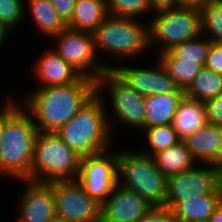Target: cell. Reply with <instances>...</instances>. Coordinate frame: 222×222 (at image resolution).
I'll use <instances>...</instances> for the list:
<instances>
[{"label": "cell", "mask_w": 222, "mask_h": 222, "mask_svg": "<svg viewBox=\"0 0 222 222\" xmlns=\"http://www.w3.org/2000/svg\"><path fill=\"white\" fill-rule=\"evenodd\" d=\"M209 165L217 169L222 175V141L219 145L215 158L209 163Z\"/></svg>", "instance_id": "cell-37"}, {"label": "cell", "mask_w": 222, "mask_h": 222, "mask_svg": "<svg viewBox=\"0 0 222 222\" xmlns=\"http://www.w3.org/2000/svg\"><path fill=\"white\" fill-rule=\"evenodd\" d=\"M199 8L202 36L207 37L212 43L222 42V0H209Z\"/></svg>", "instance_id": "cell-27"}, {"label": "cell", "mask_w": 222, "mask_h": 222, "mask_svg": "<svg viewBox=\"0 0 222 222\" xmlns=\"http://www.w3.org/2000/svg\"><path fill=\"white\" fill-rule=\"evenodd\" d=\"M144 21L108 15L92 32L97 55L102 51V54L109 55L119 63L125 60L131 62L133 58L140 60L142 55L146 56V51H149L148 22Z\"/></svg>", "instance_id": "cell-4"}, {"label": "cell", "mask_w": 222, "mask_h": 222, "mask_svg": "<svg viewBox=\"0 0 222 222\" xmlns=\"http://www.w3.org/2000/svg\"><path fill=\"white\" fill-rule=\"evenodd\" d=\"M207 222H222V199Z\"/></svg>", "instance_id": "cell-38"}, {"label": "cell", "mask_w": 222, "mask_h": 222, "mask_svg": "<svg viewBox=\"0 0 222 222\" xmlns=\"http://www.w3.org/2000/svg\"><path fill=\"white\" fill-rule=\"evenodd\" d=\"M155 60L156 63L152 67L130 65L127 62L126 65L120 63L117 66L115 62L112 71L144 97L165 93H184L176 86L158 57L155 56Z\"/></svg>", "instance_id": "cell-13"}, {"label": "cell", "mask_w": 222, "mask_h": 222, "mask_svg": "<svg viewBox=\"0 0 222 222\" xmlns=\"http://www.w3.org/2000/svg\"><path fill=\"white\" fill-rule=\"evenodd\" d=\"M97 93V81L82 76L65 86L33 87L21 106L32 116L38 131L56 133Z\"/></svg>", "instance_id": "cell-1"}, {"label": "cell", "mask_w": 222, "mask_h": 222, "mask_svg": "<svg viewBox=\"0 0 222 222\" xmlns=\"http://www.w3.org/2000/svg\"><path fill=\"white\" fill-rule=\"evenodd\" d=\"M13 34L15 35L11 29H9L4 23L0 22V50L2 49V46L4 47L8 37H11V35L13 36Z\"/></svg>", "instance_id": "cell-36"}, {"label": "cell", "mask_w": 222, "mask_h": 222, "mask_svg": "<svg viewBox=\"0 0 222 222\" xmlns=\"http://www.w3.org/2000/svg\"><path fill=\"white\" fill-rule=\"evenodd\" d=\"M206 123L208 121L204 102L183 96L172 122L179 139L183 141Z\"/></svg>", "instance_id": "cell-19"}, {"label": "cell", "mask_w": 222, "mask_h": 222, "mask_svg": "<svg viewBox=\"0 0 222 222\" xmlns=\"http://www.w3.org/2000/svg\"><path fill=\"white\" fill-rule=\"evenodd\" d=\"M24 182L20 195L16 199L18 205L17 220L15 222H51L56 219L55 200L52 188L48 183L30 180Z\"/></svg>", "instance_id": "cell-14"}, {"label": "cell", "mask_w": 222, "mask_h": 222, "mask_svg": "<svg viewBox=\"0 0 222 222\" xmlns=\"http://www.w3.org/2000/svg\"><path fill=\"white\" fill-rule=\"evenodd\" d=\"M150 17L148 45L150 52L152 48L158 51L156 55L202 35L199 6L181 5L163 9L153 12Z\"/></svg>", "instance_id": "cell-6"}, {"label": "cell", "mask_w": 222, "mask_h": 222, "mask_svg": "<svg viewBox=\"0 0 222 222\" xmlns=\"http://www.w3.org/2000/svg\"><path fill=\"white\" fill-rule=\"evenodd\" d=\"M217 45L222 49V42L217 43Z\"/></svg>", "instance_id": "cell-42"}, {"label": "cell", "mask_w": 222, "mask_h": 222, "mask_svg": "<svg viewBox=\"0 0 222 222\" xmlns=\"http://www.w3.org/2000/svg\"><path fill=\"white\" fill-rule=\"evenodd\" d=\"M142 132V135H145L143 138H145V144L147 146L141 149L139 148L140 146H138V149L141 153L150 156L181 141L172 124L144 128Z\"/></svg>", "instance_id": "cell-26"}, {"label": "cell", "mask_w": 222, "mask_h": 222, "mask_svg": "<svg viewBox=\"0 0 222 222\" xmlns=\"http://www.w3.org/2000/svg\"><path fill=\"white\" fill-rule=\"evenodd\" d=\"M208 1L209 0H180L182 5H195V6H200Z\"/></svg>", "instance_id": "cell-40"}, {"label": "cell", "mask_w": 222, "mask_h": 222, "mask_svg": "<svg viewBox=\"0 0 222 222\" xmlns=\"http://www.w3.org/2000/svg\"><path fill=\"white\" fill-rule=\"evenodd\" d=\"M184 93H165L145 97V128L172 124Z\"/></svg>", "instance_id": "cell-21"}, {"label": "cell", "mask_w": 222, "mask_h": 222, "mask_svg": "<svg viewBox=\"0 0 222 222\" xmlns=\"http://www.w3.org/2000/svg\"><path fill=\"white\" fill-rule=\"evenodd\" d=\"M106 4L108 14L113 17H139L142 19V17H147V13L150 15L153 13L148 0H106Z\"/></svg>", "instance_id": "cell-29"}, {"label": "cell", "mask_w": 222, "mask_h": 222, "mask_svg": "<svg viewBox=\"0 0 222 222\" xmlns=\"http://www.w3.org/2000/svg\"><path fill=\"white\" fill-rule=\"evenodd\" d=\"M176 86L185 91L203 68L194 62L175 59L168 51L157 55Z\"/></svg>", "instance_id": "cell-25"}, {"label": "cell", "mask_w": 222, "mask_h": 222, "mask_svg": "<svg viewBox=\"0 0 222 222\" xmlns=\"http://www.w3.org/2000/svg\"><path fill=\"white\" fill-rule=\"evenodd\" d=\"M222 94V75L203 67L184 91L187 98L205 102Z\"/></svg>", "instance_id": "cell-24"}, {"label": "cell", "mask_w": 222, "mask_h": 222, "mask_svg": "<svg viewBox=\"0 0 222 222\" xmlns=\"http://www.w3.org/2000/svg\"><path fill=\"white\" fill-rule=\"evenodd\" d=\"M211 44L212 42L207 37L200 35L195 39L185 41L172 47L168 52L175 59L194 62L204 67Z\"/></svg>", "instance_id": "cell-28"}, {"label": "cell", "mask_w": 222, "mask_h": 222, "mask_svg": "<svg viewBox=\"0 0 222 222\" xmlns=\"http://www.w3.org/2000/svg\"><path fill=\"white\" fill-rule=\"evenodd\" d=\"M2 106L0 107V146L4 135V102Z\"/></svg>", "instance_id": "cell-39"}, {"label": "cell", "mask_w": 222, "mask_h": 222, "mask_svg": "<svg viewBox=\"0 0 222 222\" xmlns=\"http://www.w3.org/2000/svg\"><path fill=\"white\" fill-rule=\"evenodd\" d=\"M204 67L222 75V49L216 43L210 45Z\"/></svg>", "instance_id": "cell-33"}, {"label": "cell", "mask_w": 222, "mask_h": 222, "mask_svg": "<svg viewBox=\"0 0 222 222\" xmlns=\"http://www.w3.org/2000/svg\"><path fill=\"white\" fill-rule=\"evenodd\" d=\"M198 164H209L222 141V126L206 123L183 140Z\"/></svg>", "instance_id": "cell-18"}, {"label": "cell", "mask_w": 222, "mask_h": 222, "mask_svg": "<svg viewBox=\"0 0 222 222\" xmlns=\"http://www.w3.org/2000/svg\"><path fill=\"white\" fill-rule=\"evenodd\" d=\"M148 3L152 12L179 7L182 5L180 0H148Z\"/></svg>", "instance_id": "cell-35"}, {"label": "cell", "mask_w": 222, "mask_h": 222, "mask_svg": "<svg viewBox=\"0 0 222 222\" xmlns=\"http://www.w3.org/2000/svg\"><path fill=\"white\" fill-rule=\"evenodd\" d=\"M152 207L144 197L117 184L101 204V222H139Z\"/></svg>", "instance_id": "cell-15"}, {"label": "cell", "mask_w": 222, "mask_h": 222, "mask_svg": "<svg viewBox=\"0 0 222 222\" xmlns=\"http://www.w3.org/2000/svg\"><path fill=\"white\" fill-rule=\"evenodd\" d=\"M222 199V185L212 194L179 202L173 209L176 222H207Z\"/></svg>", "instance_id": "cell-20"}, {"label": "cell", "mask_w": 222, "mask_h": 222, "mask_svg": "<svg viewBox=\"0 0 222 222\" xmlns=\"http://www.w3.org/2000/svg\"><path fill=\"white\" fill-rule=\"evenodd\" d=\"M118 185L144 197L153 206H164L167 178L152 156L130 148L118 151Z\"/></svg>", "instance_id": "cell-7"}, {"label": "cell", "mask_w": 222, "mask_h": 222, "mask_svg": "<svg viewBox=\"0 0 222 222\" xmlns=\"http://www.w3.org/2000/svg\"><path fill=\"white\" fill-rule=\"evenodd\" d=\"M19 98L4 99V135L0 146V177L30 180L37 128Z\"/></svg>", "instance_id": "cell-2"}, {"label": "cell", "mask_w": 222, "mask_h": 222, "mask_svg": "<svg viewBox=\"0 0 222 222\" xmlns=\"http://www.w3.org/2000/svg\"><path fill=\"white\" fill-rule=\"evenodd\" d=\"M106 0H76L67 28L92 33L108 16Z\"/></svg>", "instance_id": "cell-22"}, {"label": "cell", "mask_w": 222, "mask_h": 222, "mask_svg": "<svg viewBox=\"0 0 222 222\" xmlns=\"http://www.w3.org/2000/svg\"><path fill=\"white\" fill-rule=\"evenodd\" d=\"M152 157L156 167L166 178L189 170L197 164L182 140L165 150L159 151Z\"/></svg>", "instance_id": "cell-23"}, {"label": "cell", "mask_w": 222, "mask_h": 222, "mask_svg": "<svg viewBox=\"0 0 222 222\" xmlns=\"http://www.w3.org/2000/svg\"><path fill=\"white\" fill-rule=\"evenodd\" d=\"M51 47H45L31 66L37 87L65 86L77 82L82 75Z\"/></svg>", "instance_id": "cell-16"}, {"label": "cell", "mask_w": 222, "mask_h": 222, "mask_svg": "<svg viewBox=\"0 0 222 222\" xmlns=\"http://www.w3.org/2000/svg\"><path fill=\"white\" fill-rule=\"evenodd\" d=\"M51 222H70V221H66V220H62V219L56 218V219H54Z\"/></svg>", "instance_id": "cell-41"}, {"label": "cell", "mask_w": 222, "mask_h": 222, "mask_svg": "<svg viewBox=\"0 0 222 222\" xmlns=\"http://www.w3.org/2000/svg\"><path fill=\"white\" fill-rule=\"evenodd\" d=\"M59 17L67 24L73 15L76 0H50Z\"/></svg>", "instance_id": "cell-34"}, {"label": "cell", "mask_w": 222, "mask_h": 222, "mask_svg": "<svg viewBox=\"0 0 222 222\" xmlns=\"http://www.w3.org/2000/svg\"><path fill=\"white\" fill-rule=\"evenodd\" d=\"M24 21V0H0L1 23L16 34L18 26Z\"/></svg>", "instance_id": "cell-30"}, {"label": "cell", "mask_w": 222, "mask_h": 222, "mask_svg": "<svg viewBox=\"0 0 222 222\" xmlns=\"http://www.w3.org/2000/svg\"><path fill=\"white\" fill-rule=\"evenodd\" d=\"M31 18L34 28L45 39L58 35L67 25L59 17L50 0H24V19Z\"/></svg>", "instance_id": "cell-17"}, {"label": "cell", "mask_w": 222, "mask_h": 222, "mask_svg": "<svg viewBox=\"0 0 222 222\" xmlns=\"http://www.w3.org/2000/svg\"><path fill=\"white\" fill-rule=\"evenodd\" d=\"M207 121L216 126H222V94L204 102Z\"/></svg>", "instance_id": "cell-31"}, {"label": "cell", "mask_w": 222, "mask_h": 222, "mask_svg": "<svg viewBox=\"0 0 222 222\" xmlns=\"http://www.w3.org/2000/svg\"><path fill=\"white\" fill-rule=\"evenodd\" d=\"M103 98L96 93L56 134L81 157L111 149V130Z\"/></svg>", "instance_id": "cell-3"}, {"label": "cell", "mask_w": 222, "mask_h": 222, "mask_svg": "<svg viewBox=\"0 0 222 222\" xmlns=\"http://www.w3.org/2000/svg\"><path fill=\"white\" fill-rule=\"evenodd\" d=\"M81 156L56 133L37 132L30 181L49 183L77 180Z\"/></svg>", "instance_id": "cell-5"}, {"label": "cell", "mask_w": 222, "mask_h": 222, "mask_svg": "<svg viewBox=\"0 0 222 222\" xmlns=\"http://www.w3.org/2000/svg\"><path fill=\"white\" fill-rule=\"evenodd\" d=\"M51 39L55 41L52 42L55 43L52 48L84 77L97 81L107 70L114 68L113 63L101 61V57H97L93 34L90 32L66 27Z\"/></svg>", "instance_id": "cell-9"}, {"label": "cell", "mask_w": 222, "mask_h": 222, "mask_svg": "<svg viewBox=\"0 0 222 222\" xmlns=\"http://www.w3.org/2000/svg\"><path fill=\"white\" fill-rule=\"evenodd\" d=\"M139 222H176L171 209L153 206Z\"/></svg>", "instance_id": "cell-32"}, {"label": "cell", "mask_w": 222, "mask_h": 222, "mask_svg": "<svg viewBox=\"0 0 222 222\" xmlns=\"http://www.w3.org/2000/svg\"><path fill=\"white\" fill-rule=\"evenodd\" d=\"M112 150V151H111ZM83 156L77 177L85 192L102 204L118 184V150Z\"/></svg>", "instance_id": "cell-11"}, {"label": "cell", "mask_w": 222, "mask_h": 222, "mask_svg": "<svg viewBox=\"0 0 222 222\" xmlns=\"http://www.w3.org/2000/svg\"><path fill=\"white\" fill-rule=\"evenodd\" d=\"M97 93L103 98L106 109L111 107L112 111L108 110L109 112L106 113L112 135L115 131L113 128L117 129L118 125L123 129L127 126V129L134 128V131L142 133L141 131L145 128V97L143 95L123 82L112 70H107L97 80ZM105 95H108L107 98L109 97L110 100H105L107 99ZM106 101L110 102V106Z\"/></svg>", "instance_id": "cell-8"}, {"label": "cell", "mask_w": 222, "mask_h": 222, "mask_svg": "<svg viewBox=\"0 0 222 222\" xmlns=\"http://www.w3.org/2000/svg\"><path fill=\"white\" fill-rule=\"evenodd\" d=\"M48 184L54 195L56 218L70 222H101V204L85 192L78 180Z\"/></svg>", "instance_id": "cell-12"}, {"label": "cell", "mask_w": 222, "mask_h": 222, "mask_svg": "<svg viewBox=\"0 0 222 222\" xmlns=\"http://www.w3.org/2000/svg\"><path fill=\"white\" fill-rule=\"evenodd\" d=\"M222 185V175L209 164L193 168L167 178L164 206L173 209L186 199L212 195Z\"/></svg>", "instance_id": "cell-10"}]
</instances>
